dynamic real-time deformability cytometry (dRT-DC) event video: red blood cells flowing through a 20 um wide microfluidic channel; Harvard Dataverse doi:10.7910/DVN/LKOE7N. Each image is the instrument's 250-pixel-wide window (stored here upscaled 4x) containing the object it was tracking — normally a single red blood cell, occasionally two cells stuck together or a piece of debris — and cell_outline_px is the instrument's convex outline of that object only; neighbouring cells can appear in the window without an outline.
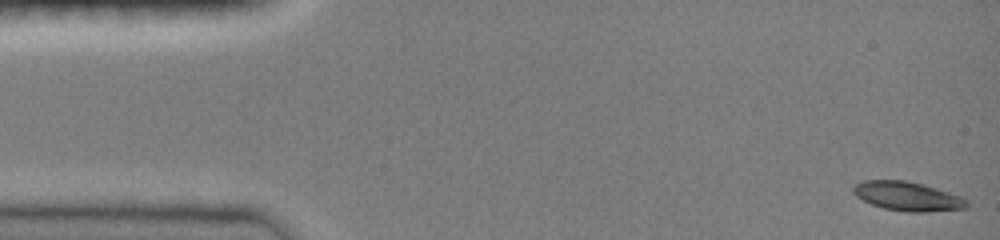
{"species": "common noctule bat (a hibernating species)", "species_latin": "Nyctalus noctula", "temperature_condition": "room temperature", "stored_images_in_passage": 47, "camera_frame_rate_fps": 3000, "um_per_image_px": 0.085, "animal": {"sex": "female", "body_mass_g": 19.0, "forearm_length_mm": 51.5}, "frame": {"image": 1, "passage_image": 1, "time_ms": 0.0, "image_size_px": [1000, 240], "cell_outline_px": [[968, 204], [964, 208], [924, 212], [908, 212], [884, 208], [872, 204], [856, 196], [852, 192], [852, 188], [856, 184], [864, 180], [904, 180], [936, 188], [956, 196], [964, 200]], "centroid_in_image_um": [77.05, 16.68], "position_along_channel_um": 8.0, "area_um2": 18.67}}
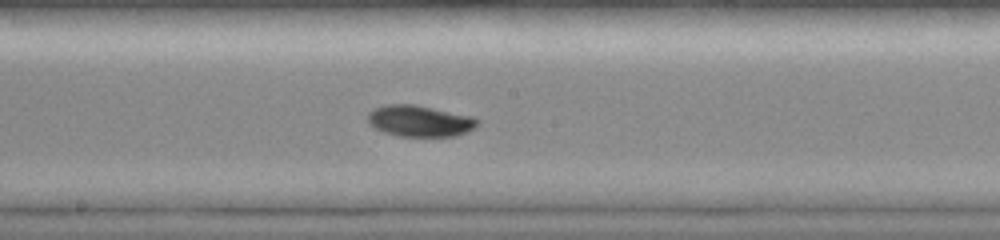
{"frame": {"image": 2, "passage_image": 25, "time_ms": 8.0, "image_size_px": [1000, 240], "cell_outline_px": [[480, 124], [476, 128], [468, 132], [456, 136], [400, 136], [384, 132], [368, 124], [368, 112], [372, 108], [384, 104], [416, 104], [472, 116], [480, 120]], "centroid_in_image_um": [35.7, 10.27], "position_along_channel_um": 212.5, "area_um2": 20.35}}
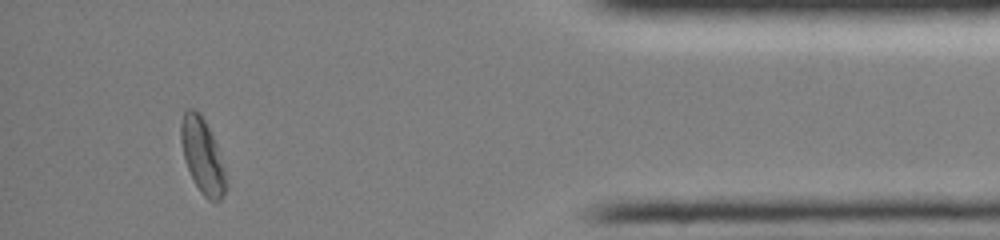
{"frame": {"image": 3, "passage_image": 43, "time_ms": 14.0, "image_size_px": [1000, 240], "cell_outline_px": [[228, 188], [220, 200], [216, 204], [208, 200], [200, 192], [184, 160], [180, 140], [180, 124], [184, 112], [188, 108], [192, 108], [200, 112], [216, 144], [224, 168], [228, 184]], "centroid_in_image_um": [17.21, 13.28], "position_along_channel_um": 418.0, "area_um2": 19.77}, "authors_computed_cell_mechanics": {"area_um2": 19.1896, "velocity_mm_per_s": 4.0444, "shape_relaxation_time_tau1_ms": 3.3677, "shape_relaxation_time_tau2_ms": null, "deformation_change_tau1": 0.1115, "deformation_change_tau2": null}}